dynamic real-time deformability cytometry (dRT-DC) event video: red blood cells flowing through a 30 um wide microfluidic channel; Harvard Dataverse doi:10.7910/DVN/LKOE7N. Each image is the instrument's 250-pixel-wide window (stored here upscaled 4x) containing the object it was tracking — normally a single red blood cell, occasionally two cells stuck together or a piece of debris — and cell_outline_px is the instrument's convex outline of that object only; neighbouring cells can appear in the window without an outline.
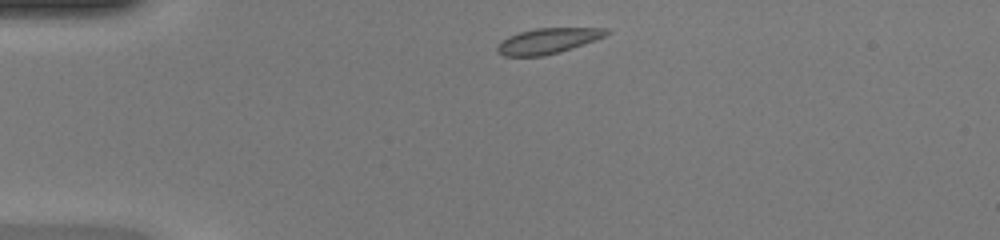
{"species": "common noctule bat (a hibernating species)", "species_latin": "Nyctalus noctula", "temperature_condition": "warm", "stored_images_in_passage": 38, "camera_frame_rate_fps": 3000, "um_per_image_px": 0.085, "animal": {"sex": "female", "body_mass_g": 20.0, "forearm_length_mm": 54.0}, "frame": {"image": 1, "passage_image": 1, "time_ms": 0.0, "image_size_px": [1000, 240], "cell_outline_px": [[612, 32], [596, 40], [560, 52], [544, 56], [504, 56], [496, 52], [496, 48], [508, 36], [520, 32], [536, 28], [608, 28]], "centroid_in_image_um": [46.6, 3.48], "position_along_channel_um": 38.4, "area_um2": 16.18}}
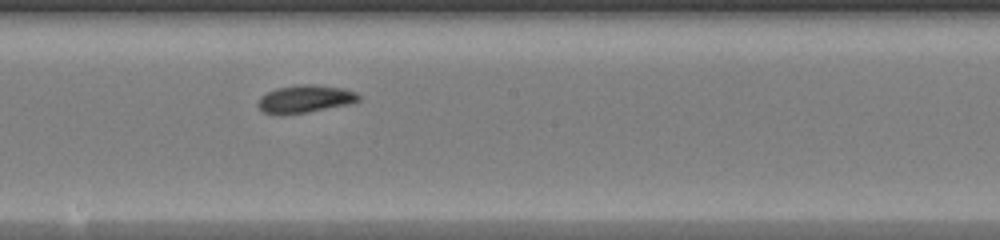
{"frame": {"image": 2, "passage_image": 17, "time_ms": 5.333, "image_size_px": [1000, 240], "cell_outline_px": [[360, 100], [348, 104], [308, 112], [280, 116], [276, 116], [264, 112], [256, 104], [260, 96], [276, 88], [300, 84], [316, 84], [344, 88], [356, 92], [360, 96]], "centroid_in_image_um": [25.9, 8.42], "position_along_channel_um": 222.3, "area_um2": 16.53}}
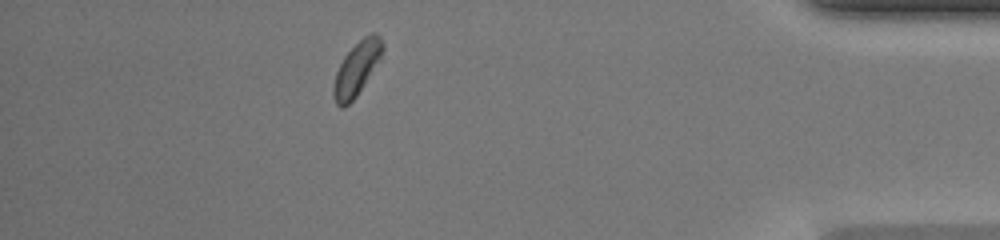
{"frame": {"image": 3, "passage_image": 33, "time_ms": 10.667, "image_size_px": [1000, 240], "cell_outline_px": [[384, 48], [380, 60], [356, 96], [344, 108], [340, 108], [336, 104], [332, 96], [332, 88], [336, 72], [344, 56], [364, 36], [372, 32], [376, 32], [380, 36], [384, 44]], "centroid_in_image_um": [30.32, 5.83], "position_along_channel_um": 404.9, "area_um2": 15.32}, "authors_computed_cell_mechanics": {"area_um2": 15.895, "velocity_mm_per_s": 4.2343, "shape_relaxation_time_tau1_ms": 1.5291, "shape_relaxation_time_tau2_ms": null, "deformation_change_tau1": 0.084, "deformation_change_tau2": null}}